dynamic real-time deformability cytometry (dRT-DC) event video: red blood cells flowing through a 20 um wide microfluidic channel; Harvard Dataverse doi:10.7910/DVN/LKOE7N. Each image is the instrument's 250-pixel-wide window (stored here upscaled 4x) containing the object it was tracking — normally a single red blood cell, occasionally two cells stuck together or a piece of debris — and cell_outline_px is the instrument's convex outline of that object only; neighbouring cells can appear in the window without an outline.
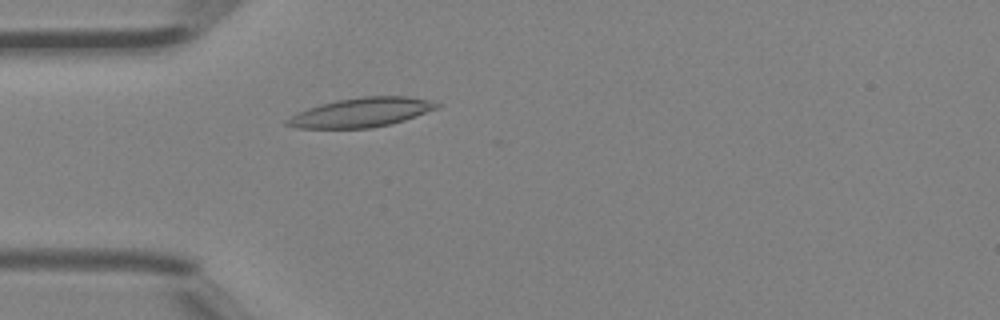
{"species": "Egyptian fruit bat (a non-hibernating species)", "species_latin": "Rousettus aegyptiacus", "temperature_condition": "room temperature", "stored_images_in_passage": 4, "camera_frame_rate_fps": 3000, "um_per_image_px": 0.085, "animal": {"sex": "female"}, "frame": {"image": 1, "passage_image": 4, "time_ms": 1.0, "image_size_px": [1000, 320], "cell_outline_px": [[440, 108], [404, 120], [372, 128], [296, 128], [284, 124], [284, 120], [296, 112], [320, 104], [336, 100], [364, 96], [408, 96], [428, 100], [440, 104]], "centroid_in_image_um": [30.68, 9.55], "position_along_channel_um": 54.3, "area_um2": 25.61}}